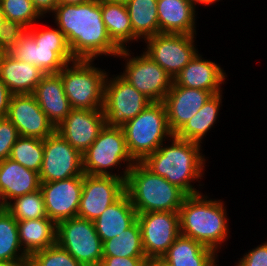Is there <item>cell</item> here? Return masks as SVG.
<instances>
[{
    "label": "cell",
    "mask_w": 267,
    "mask_h": 266,
    "mask_svg": "<svg viewBox=\"0 0 267 266\" xmlns=\"http://www.w3.org/2000/svg\"><path fill=\"white\" fill-rule=\"evenodd\" d=\"M44 154L43 139L19 136L9 158L27 169L40 172Z\"/></svg>",
    "instance_id": "obj_33"
},
{
    "label": "cell",
    "mask_w": 267,
    "mask_h": 266,
    "mask_svg": "<svg viewBox=\"0 0 267 266\" xmlns=\"http://www.w3.org/2000/svg\"><path fill=\"white\" fill-rule=\"evenodd\" d=\"M105 124L103 110L72 108L55 131L83 154L98 137Z\"/></svg>",
    "instance_id": "obj_18"
},
{
    "label": "cell",
    "mask_w": 267,
    "mask_h": 266,
    "mask_svg": "<svg viewBox=\"0 0 267 266\" xmlns=\"http://www.w3.org/2000/svg\"><path fill=\"white\" fill-rule=\"evenodd\" d=\"M235 266H267V242L249 250Z\"/></svg>",
    "instance_id": "obj_39"
},
{
    "label": "cell",
    "mask_w": 267,
    "mask_h": 266,
    "mask_svg": "<svg viewBox=\"0 0 267 266\" xmlns=\"http://www.w3.org/2000/svg\"><path fill=\"white\" fill-rule=\"evenodd\" d=\"M3 50L0 48V58H1V56L3 55Z\"/></svg>",
    "instance_id": "obj_50"
},
{
    "label": "cell",
    "mask_w": 267,
    "mask_h": 266,
    "mask_svg": "<svg viewBox=\"0 0 267 266\" xmlns=\"http://www.w3.org/2000/svg\"><path fill=\"white\" fill-rule=\"evenodd\" d=\"M93 61L76 59L58 73L71 108L103 110L107 73L95 67Z\"/></svg>",
    "instance_id": "obj_7"
},
{
    "label": "cell",
    "mask_w": 267,
    "mask_h": 266,
    "mask_svg": "<svg viewBox=\"0 0 267 266\" xmlns=\"http://www.w3.org/2000/svg\"><path fill=\"white\" fill-rule=\"evenodd\" d=\"M104 83V116L107 126L122 127L134 119L151 101L121 75Z\"/></svg>",
    "instance_id": "obj_11"
},
{
    "label": "cell",
    "mask_w": 267,
    "mask_h": 266,
    "mask_svg": "<svg viewBox=\"0 0 267 266\" xmlns=\"http://www.w3.org/2000/svg\"><path fill=\"white\" fill-rule=\"evenodd\" d=\"M19 241L24 253H33L56 244L57 224L48 217L17 221Z\"/></svg>",
    "instance_id": "obj_27"
},
{
    "label": "cell",
    "mask_w": 267,
    "mask_h": 266,
    "mask_svg": "<svg viewBox=\"0 0 267 266\" xmlns=\"http://www.w3.org/2000/svg\"><path fill=\"white\" fill-rule=\"evenodd\" d=\"M8 212L17 221L48 217L40 189L9 201Z\"/></svg>",
    "instance_id": "obj_34"
},
{
    "label": "cell",
    "mask_w": 267,
    "mask_h": 266,
    "mask_svg": "<svg viewBox=\"0 0 267 266\" xmlns=\"http://www.w3.org/2000/svg\"><path fill=\"white\" fill-rule=\"evenodd\" d=\"M195 35L158 33L146 38L145 53L174 79L195 57Z\"/></svg>",
    "instance_id": "obj_12"
},
{
    "label": "cell",
    "mask_w": 267,
    "mask_h": 266,
    "mask_svg": "<svg viewBox=\"0 0 267 266\" xmlns=\"http://www.w3.org/2000/svg\"><path fill=\"white\" fill-rule=\"evenodd\" d=\"M91 0H63L61 3H65V4H82V3H86L89 2Z\"/></svg>",
    "instance_id": "obj_47"
},
{
    "label": "cell",
    "mask_w": 267,
    "mask_h": 266,
    "mask_svg": "<svg viewBox=\"0 0 267 266\" xmlns=\"http://www.w3.org/2000/svg\"><path fill=\"white\" fill-rule=\"evenodd\" d=\"M6 20L4 13H3V9H2V4L0 1V28L2 27L4 21Z\"/></svg>",
    "instance_id": "obj_48"
},
{
    "label": "cell",
    "mask_w": 267,
    "mask_h": 266,
    "mask_svg": "<svg viewBox=\"0 0 267 266\" xmlns=\"http://www.w3.org/2000/svg\"><path fill=\"white\" fill-rule=\"evenodd\" d=\"M9 53L17 60L35 65L45 74H58L67 63L76 60L58 27L42 30L30 27Z\"/></svg>",
    "instance_id": "obj_5"
},
{
    "label": "cell",
    "mask_w": 267,
    "mask_h": 266,
    "mask_svg": "<svg viewBox=\"0 0 267 266\" xmlns=\"http://www.w3.org/2000/svg\"><path fill=\"white\" fill-rule=\"evenodd\" d=\"M146 257L103 256L100 266H144Z\"/></svg>",
    "instance_id": "obj_40"
},
{
    "label": "cell",
    "mask_w": 267,
    "mask_h": 266,
    "mask_svg": "<svg viewBox=\"0 0 267 266\" xmlns=\"http://www.w3.org/2000/svg\"><path fill=\"white\" fill-rule=\"evenodd\" d=\"M144 266H171L163 258H147Z\"/></svg>",
    "instance_id": "obj_43"
},
{
    "label": "cell",
    "mask_w": 267,
    "mask_h": 266,
    "mask_svg": "<svg viewBox=\"0 0 267 266\" xmlns=\"http://www.w3.org/2000/svg\"><path fill=\"white\" fill-rule=\"evenodd\" d=\"M133 33L146 39L159 33L157 0H130L126 4Z\"/></svg>",
    "instance_id": "obj_30"
},
{
    "label": "cell",
    "mask_w": 267,
    "mask_h": 266,
    "mask_svg": "<svg viewBox=\"0 0 267 266\" xmlns=\"http://www.w3.org/2000/svg\"><path fill=\"white\" fill-rule=\"evenodd\" d=\"M128 195L137 214L145 212H178L187 194L164 177L153 174L136 162L125 180Z\"/></svg>",
    "instance_id": "obj_4"
},
{
    "label": "cell",
    "mask_w": 267,
    "mask_h": 266,
    "mask_svg": "<svg viewBox=\"0 0 267 266\" xmlns=\"http://www.w3.org/2000/svg\"><path fill=\"white\" fill-rule=\"evenodd\" d=\"M27 29L18 22L5 20L0 28V48L9 52Z\"/></svg>",
    "instance_id": "obj_38"
},
{
    "label": "cell",
    "mask_w": 267,
    "mask_h": 266,
    "mask_svg": "<svg viewBox=\"0 0 267 266\" xmlns=\"http://www.w3.org/2000/svg\"><path fill=\"white\" fill-rule=\"evenodd\" d=\"M19 136L12 122L7 117H0V161L9 158L11 149Z\"/></svg>",
    "instance_id": "obj_37"
},
{
    "label": "cell",
    "mask_w": 267,
    "mask_h": 266,
    "mask_svg": "<svg viewBox=\"0 0 267 266\" xmlns=\"http://www.w3.org/2000/svg\"><path fill=\"white\" fill-rule=\"evenodd\" d=\"M104 1L126 5L130 0H104Z\"/></svg>",
    "instance_id": "obj_49"
},
{
    "label": "cell",
    "mask_w": 267,
    "mask_h": 266,
    "mask_svg": "<svg viewBox=\"0 0 267 266\" xmlns=\"http://www.w3.org/2000/svg\"><path fill=\"white\" fill-rule=\"evenodd\" d=\"M44 154L39 172L40 182H51L83 176L82 153L54 131L43 139Z\"/></svg>",
    "instance_id": "obj_13"
},
{
    "label": "cell",
    "mask_w": 267,
    "mask_h": 266,
    "mask_svg": "<svg viewBox=\"0 0 267 266\" xmlns=\"http://www.w3.org/2000/svg\"><path fill=\"white\" fill-rule=\"evenodd\" d=\"M40 185L38 172L27 169L10 158L0 161V190L8 203L9 200L40 189Z\"/></svg>",
    "instance_id": "obj_24"
},
{
    "label": "cell",
    "mask_w": 267,
    "mask_h": 266,
    "mask_svg": "<svg viewBox=\"0 0 267 266\" xmlns=\"http://www.w3.org/2000/svg\"><path fill=\"white\" fill-rule=\"evenodd\" d=\"M171 139L170 146L162 144L141 163L153 174L178 186L187 195L201 193L191 184L204 175L206 159L200 152L201 144L177 138L175 135Z\"/></svg>",
    "instance_id": "obj_2"
},
{
    "label": "cell",
    "mask_w": 267,
    "mask_h": 266,
    "mask_svg": "<svg viewBox=\"0 0 267 266\" xmlns=\"http://www.w3.org/2000/svg\"><path fill=\"white\" fill-rule=\"evenodd\" d=\"M33 6L38 14L45 17L46 13H54L56 6L59 4L56 0H33Z\"/></svg>",
    "instance_id": "obj_42"
},
{
    "label": "cell",
    "mask_w": 267,
    "mask_h": 266,
    "mask_svg": "<svg viewBox=\"0 0 267 266\" xmlns=\"http://www.w3.org/2000/svg\"><path fill=\"white\" fill-rule=\"evenodd\" d=\"M195 9L189 0H157L159 33L196 35Z\"/></svg>",
    "instance_id": "obj_23"
},
{
    "label": "cell",
    "mask_w": 267,
    "mask_h": 266,
    "mask_svg": "<svg viewBox=\"0 0 267 266\" xmlns=\"http://www.w3.org/2000/svg\"><path fill=\"white\" fill-rule=\"evenodd\" d=\"M7 118L20 136L45 139L55 131L33 94H12Z\"/></svg>",
    "instance_id": "obj_17"
},
{
    "label": "cell",
    "mask_w": 267,
    "mask_h": 266,
    "mask_svg": "<svg viewBox=\"0 0 267 266\" xmlns=\"http://www.w3.org/2000/svg\"><path fill=\"white\" fill-rule=\"evenodd\" d=\"M137 220V212L128 195L124 193L93 223L102 243L122 233Z\"/></svg>",
    "instance_id": "obj_25"
},
{
    "label": "cell",
    "mask_w": 267,
    "mask_h": 266,
    "mask_svg": "<svg viewBox=\"0 0 267 266\" xmlns=\"http://www.w3.org/2000/svg\"><path fill=\"white\" fill-rule=\"evenodd\" d=\"M28 262H11L0 260V266H27Z\"/></svg>",
    "instance_id": "obj_45"
},
{
    "label": "cell",
    "mask_w": 267,
    "mask_h": 266,
    "mask_svg": "<svg viewBox=\"0 0 267 266\" xmlns=\"http://www.w3.org/2000/svg\"><path fill=\"white\" fill-rule=\"evenodd\" d=\"M102 248L103 256L146 257L138 221L114 238L104 241Z\"/></svg>",
    "instance_id": "obj_31"
},
{
    "label": "cell",
    "mask_w": 267,
    "mask_h": 266,
    "mask_svg": "<svg viewBox=\"0 0 267 266\" xmlns=\"http://www.w3.org/2000/svg\"><path fill=\"white\" fill-rule=\"evenodd\" d=\"M7 20L20 23L26 29L33 27L41 17L29 0H0ZM37 20V22H36Z\"/></svg>",
    "instance_id": "obj_35"
},
{
    "label": "cell",
    "mask_w": 267,
    "mask_h": 266,
    "mask_svg": "<svg viewBox=\"0 0 267 266\" xmlns=\"http://www.w3.org/2000/svg\"><path fill=\"white\" fill-rule=\"evenodd\" d=\"M128 152L135 162H142L174 134L170 131L163 102H151L122 127Z\"/></svg>",
    "instance_id": "obj_6"
},
{
    "label": "cell",
    "mask_w": 267,
    "mask_h": 266,
    "mask_svg": "<svg viewBox=\"0 0 267 266\" xmlns=\"http://www.w3.org/2000/svg\"><path fill=\"white\" fill-rule=\"evenodd\" d=\"M212 95L210 91L172 84L163 101L170 131L175 135Z\"/></svg>",
    "instance_id": "obj_19"
},
{
    "label": "cell",
    "mask_w": 267,
    "mask_h": 266,
    "mask_svg": "<svg viewBox=\"0 0 267 266\" xmlns=\"http://www.w3.org/2000/svg\"><path fill=\"white\" fill-rule=\"evenodd\" d=\"M192 5L196 8V5L199 3H201L202 5H210V4H213L215 2H218L220 0H189Z\"/></svg>",
    "instance_id": "obj_46"
},
{
    "label": "cell",
    "mask_w": 267,
    "mask_h": 266,
    "mask_svg": "<svg viewBox=\"0 0 267 266\" xmlns=\"http://www.w3.org/2000/svg\"><path fill=\"white\" fill-rule=\"evenodd\" d=\"M27 266H84L57 243L33 253Z\"/></svg>",
    "instance_id": "obj_36"
},
{
    "label": "cell",
    "mask_w": 267,
    "mask_h": 266,
    "mask_svg": "<svg viewBox=\"0 0 267 266\" xmlns=\"http://www.w3.org/2000/svg\"><path fill=\"white\" fill-rule=\"evenodd\" d=\"M117 56L126 60L125 70L121 74L125 80L151 102L164 101L173 79L159 64L145 52L141 53V56L132 57L127 48L121 49Z\"/></svg>",
    "instance_id": "obj_10"
},
{
    "label": "cell",
    "mask_w": 267,
    "mask_h": 266,
    "mask_svg": "<svg viewBox=\"0 0 267 266\" xmlns=\"http://www.w3.org/2000/svg\"><path fill=\"white\" fill-rule=\"evenodd\" d=\"M202 194L185 197L178 211L180 235L219 253L218 249L229 237L227 211L222 200H212Z\"/></svg>",
    "instance_id": "obj_3"
},
{
    "label": "cell",
    "mask_w": 267,
    "mask_h": 266,
    "mask_svg": "<svg viewBox=\"0 0 267 266\" xmlns=\"http://www.w3.org/2000/svg\"><path fill=\"white\" fill-rule=\"evenodd\" d=\"M212 248L179 235L162 258L171 266H217V255Z\"/></svg>",
    "instance_id": "obj_26"
},
{
    "label": "cell",
    "mask_w": 267,
    "mask_h": 266,
    "mask_svg": "<svg viewBox=\"0 0 267 266\" xmlns=\"http://www.w3.org/2000/svg\"><path fill=\"white\" fill-rule=\"evenodd\" d=\"M226 73L219 64L203 59L200 54L176 75L173 84L188 88L210 91L213 95L221 93Z\"/></svg>",
    "instance_id": "obj_20"
},
{
    "label": "cell",
    "mask_w": 267,
    "mask_h": 266,
    "mask_svg": "<svg viewBox=\"0 0 267 266\" xmlns=\"http://www.w3.org/2000/svg\"><path fill=\"white\" fill-rule=\"evenodd\" d=\"M44 75L35 65L17 60L9 52L0 58V77L12 94H33Z\"/></svg>",
    "instance_id": "obj_22"
},
{
    "label": "cell",
    "mask_w": 267,
    "mask_h": 266,
    "mask_svg": "<svg viewBox=\"0 0 267 266\" xmlns=\"http://www.w3.org/2000/svg\"><path fill=\"white\" fill-rule=\"evenodd\" d=\"M53 15L75 59L95 60L100 55L115 57L120 53L105 28L101 0L82 4L59 3Z\"/></svg>",
    "instance_id": "obj_1"
},
{
    "label": "cell",
    "mask_w": 267,
    "mask_h": 266,
    "mask_svg": "<svg viewBox=\"0 0 267 266\" xmlns=\"http://www.w3.org/2000/svg\"><path fill=\"white\" fill-rule=\"evenodd\" d=\"M8 212V202L5 199L4 193L0 190V214Z\"/></svg>",
    "instance_id": "obj_44"
},
{
    "label": "cell",
    "mask_w": 267,
    "mask_h": 266,
    "mask_svg": "<svg viewBox=\"0 0 267 266\" xmlns=\"http://www.w3.org/2000/svg\"><path fill=\"white\" fill-rule=\"evenodd\" d=\"M101 11L108 36L120 50L126 49L129 41L139 40L133 33L126 5L101 0Z\"/></svg>",
    "instance_id": "obj_28"
},
{
    "label": "cell",
    "mask_w": 267,
    "mask_h": 266,
    "mask_svg": "<svg viewBox=\"0 0 267 266\" xmlns=\"http://www.w3.org/2000/svg\"><path fill=\"white\" fill-rule=\"evenodd\" d=\"M125 193V180L115 176L83 175L77 216L94 221Z\"/></svg>",
    "instance_id": "obj_15"
},
{
    "label": "cell",
    "mask_w": 267,
    "mask_h": 266,
    "mask_svg": "<svg viewBox=\"0 0 267 266\" xmlns=\"http://www.w3.org/2000/svg\"><path fill=\"white\" fill-rule=\"evenodd\" d=\"M83 187V176L60 181L44 182L40 185L49 219L56 224L76 217Z\"/></svg>",
    "instance_id": "obj_16"
},
{
    "label": "cell",
    "mask_w": 267,
    "mask_h": 266,
    "mask_svg": "<svg viewBox=\"0 0 267 266\" xmlns=\"http://www.w3.org/2000/svg\"><path fill=\"white\" fill-rule=\"evenodd\" d=\"M222 92L212 95L202 108L195 114L176 134L177 138L195 143H202L206 133L216 124L220 105H222Z\"/></svg>",
    "instance_id": "obj_29"
},
{
    "label": "cell",
    "mask_w": 267,
    "mask_h": 266,
    "mask_svg": "<svg viewBox=\"0 0 267 266\" xmlns=\"http://www.w3.org/2000/svg\"><path fill=\"white\" fill-rule=\"evenodd\" d=\"M142 247L146 258H162L180 235L178 212H145L137 214Z\"/></svg>",
    "instance_id": "obj_14"
},
{
    "label": "cell",
    "mask_w": 267,
    "mask_h": 266,
    "mask_svg": "<svg viewBox=\"0 0 267 266\" xmlns=\"http://www.w3.org/2000/svg\"><path fill=\"white\" fill-rule=\"evenodd\" d=\"M0 260L28 262L19 241L17 220L9 213L0 214Z\"/></svg>",
    "instance_id": "obj_32"
},
{
    "label": "cell",
    "mask_w": 267,
    "mask_h": 266,
    "mask_svg": "<svg viewBox=\"0 0 267 266\" xmlns=\"http://www.w3.org/2000/svg\"><path fill=\"white\" fill-rule=\"evenodd\" d=\"M56 243L84 266H100L101 238L93 221L78 216L57 223Z\"/></svg>",
    "instance_id": "obj_9"
},
{
    "label": "cell",
    "mask_w": 267,
    "mask_h": 266,
    "mask_svg": "<svg viewBox=\"0 0 267 266\" xmlns=\"http://www.w3.org/2000/svg\"><path fill=\"white\" fill-rule=\"evenodd\" d=\"M33 95L41 110L55 128L72 109L59 74H45L37 84Z\"/></svg>",
    "instance_id": "obj_21"
},
{
    "label": "cell",
    "mask_w": 267,
    "mask_h": 266,
    "mask_svg": "<svg viewBox=\"0 0 267 266\" xmlns=\"http://www.w3.org/2000/svg\"><path fill=\"white\" fill-rule=\"evenodd\" d=\"M83 171L88 175L115 176L126 180L130 168L136 163L130 156L121 127L105 126L92 145L82 154ZM126 162V169L118 175L112 169ZM116 166V167H115ZM109 170V171H108Z\"/></svg>",
    "instance_id": "obj_8"
},
{
    "label": "cell",
    "mask_w": 267,
    "mask_h": 266,
    "mask_svg": "<svg viewBox=\"0 0 267 266\" xmlns=\"http://www.w3.org/2000/svg\"><path fill=\"white\" fill-rule=\"evenodd\" d=\"M12 93L0 77V117H7Z\"/></svg>",
    "instance_id": "obj_41"
}]
</instances>
